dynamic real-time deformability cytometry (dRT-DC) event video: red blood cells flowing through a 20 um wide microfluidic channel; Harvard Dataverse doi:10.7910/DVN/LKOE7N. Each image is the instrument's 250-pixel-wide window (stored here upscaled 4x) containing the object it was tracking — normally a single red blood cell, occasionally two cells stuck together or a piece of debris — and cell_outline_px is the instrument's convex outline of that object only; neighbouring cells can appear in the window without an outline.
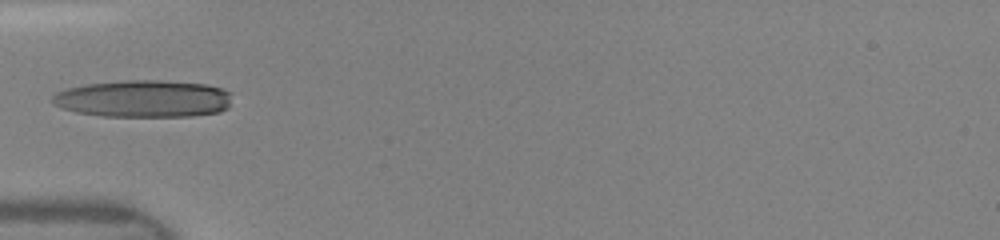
{"species": "human", "species_latin": "Homo sapiens", "temperature_condition": "room temperature", "stored_images_in_passage": 14, "camera_frame_rate_fps": 3000, "um_per_image_px": 0.085, "donor": {"sex": "female"}, "frame": {"image": 1, "passage_image": 1, "time_ms": 0.0, "image_size_px": [1000, 240], "cell_outline_px": [[232, 92], [228, 108], [220, 112], [192, 116], [100, 116], [76, 112], [60, 108], [52, 104], [52, 96], [56, 92], [68, 88], [88, 84], [124, 80], [160, 80], [208, 84]], "centroid_in_image_um": [12.21, 8.39], "position_along_channel_um": 72.8, "area_um2": 39.25}}
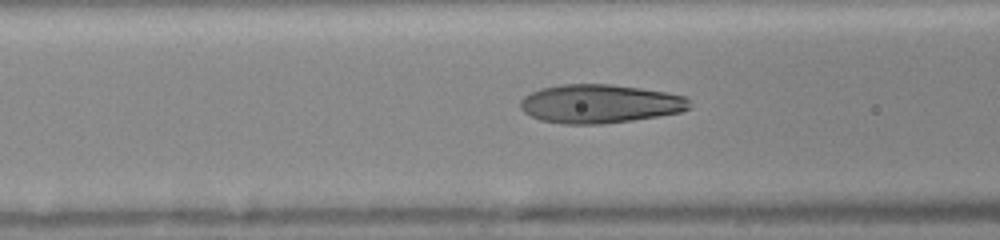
{"frame": {"image": 2, "passage_image": 5, "time_ms": 1.0, "image_size_px": [1000, 240], "cell_outline_px": [[692, 108], [680, 112], [632, 120], [604, 124], [564, 124], [540, 120], [524, 112], [520, 108], [520, 100], [524, 96], [540, 88], [560, 84], [612, 84], [668, 92], [684, 96], [688, 100]], "centroid_in_image_um": [50.97, 8.81], "position_along_channel_um": 115.6, "area_um2": 38.26}}
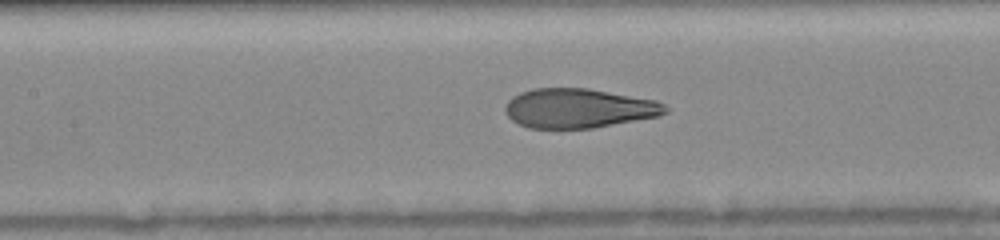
{"frame": {"image": 3, "passage_image": 10, "time_ms": 2.0, "image_size_px": [1000, 240], "cell_outline_px": [[668, 112], [656, 116], [592, 128], [528, 128], [512, 120], [504, 112], [504, 108], [508, 100], [512, 96], [520, 92], [532, 88], [588, 88], [656, 100], [664, 104], [668, 108]], "centroid_in_image_um": [49.14, 9.19], "position_along_channel_um": 158.3, "area_um2": 36.7}}